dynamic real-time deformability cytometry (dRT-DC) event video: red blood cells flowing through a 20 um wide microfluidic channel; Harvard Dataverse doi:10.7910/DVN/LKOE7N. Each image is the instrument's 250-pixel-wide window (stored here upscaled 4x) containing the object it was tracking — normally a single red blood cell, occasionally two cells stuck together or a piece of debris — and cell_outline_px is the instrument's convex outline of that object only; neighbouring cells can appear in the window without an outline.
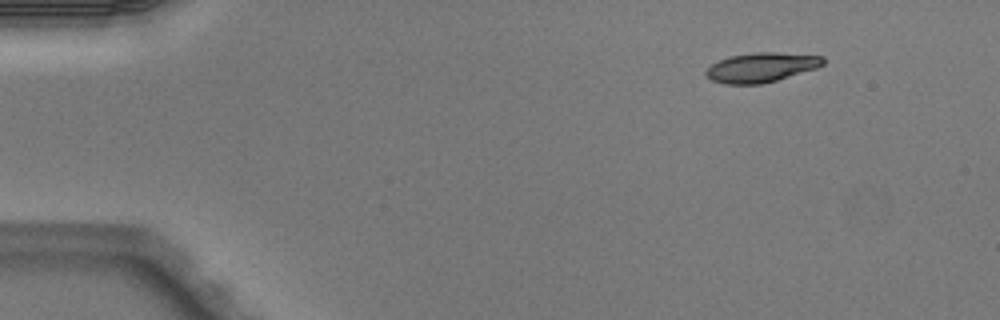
{"species": "Egyptian fruit bat (a non-hibernating species)", "species_latin": "Rousettus aegyptiacus", "temperature_condition": "warm", "stored_images_in_passage": 4, "camera_frame_rate_fps": 3000, "um_per_image_px": 0.085, "animal": {"sex": "male"}, "frame": {"image": 1, "passage_image": 1, "time_ms": 0.0, "image_size_px": [1000, 320], "cell_outline_px": [[824, 64], [816, 68], [776, 80], [760, 84], [724, 84], [712, 80], [704, 72], [712, 64], [728, 56], [756, 52], [776, 52], [824, 56]], "centroid_in_image_um": [64.71, 5.72], "position_along_channel_um": 20.3, "area_um2": 20.0}}
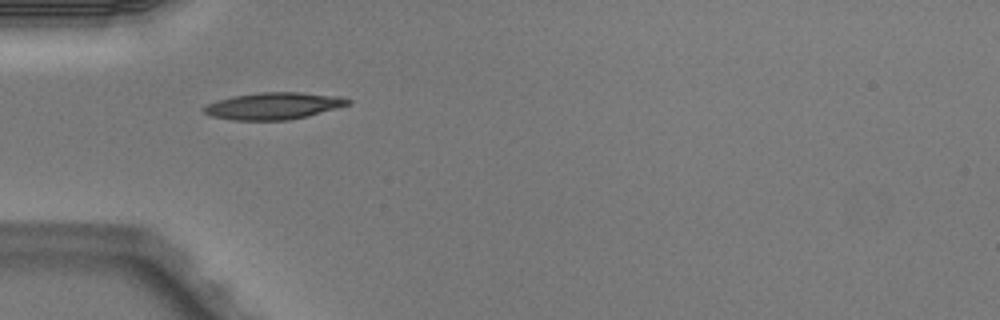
{"frame": {"image": 2, "passage_image": 3, "time_ms": 0.667, "image_size_px": [1000, 320], "cell_outline_px": [[352, 100], [348, 104], [336, 108], [308, 116], [288, 120], [232, 120], [212, 116], [204, 112], [200, 108], [216, 100], [232, 96], [260, 92], [300, 92], [336, 96]], "centroid_in_image_um": [23.2, 9.0], "position_along_channel_um": 61.8, "area_um2": 22.48}}
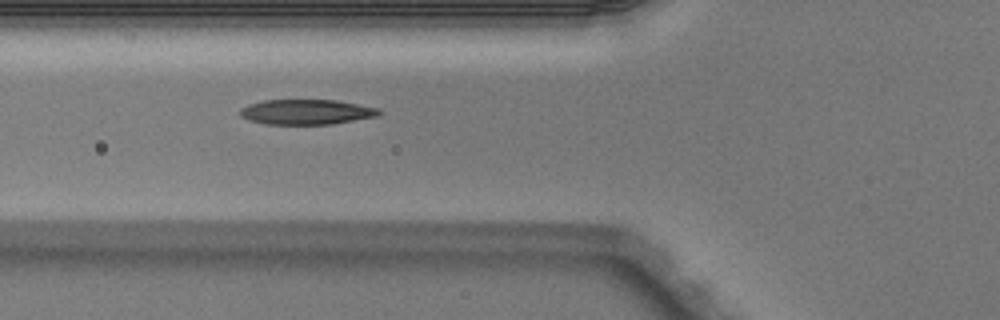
{"frame": {"image": 3, "passage_image": 4, "time_ms": 1.0, "image_size_px": [1000, 320], "cell_outline_px": [[384, 112], [376, 116], [332, 124], [264, 124], [248, 120], [240, 116], [240, 108], [248, 104], [264, 100], [336, 100], [380, 108]], "centroid_in_image_um": [26.04, 9.51], "position_along_channel_um": 99.8, "area_um2": 20.4}}